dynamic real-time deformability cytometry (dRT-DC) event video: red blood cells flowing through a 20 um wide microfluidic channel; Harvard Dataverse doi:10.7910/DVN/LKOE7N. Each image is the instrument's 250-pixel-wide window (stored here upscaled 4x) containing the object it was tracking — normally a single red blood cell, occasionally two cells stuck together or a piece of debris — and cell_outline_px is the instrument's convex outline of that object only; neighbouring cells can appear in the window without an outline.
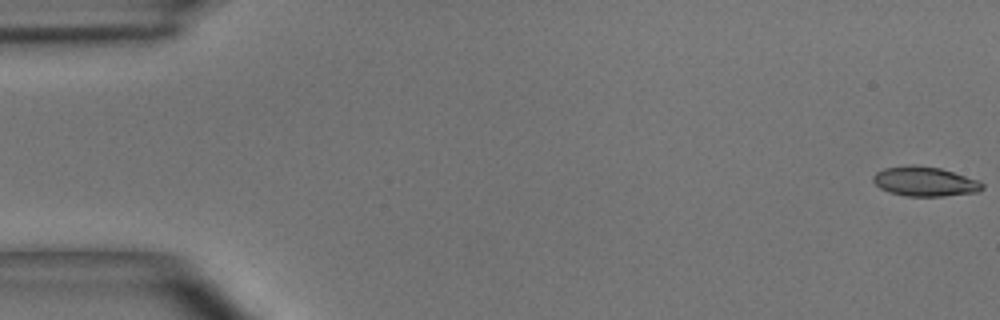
{"species": "common noctule bat (a hibernating species)", "species_latin": "Nyctalus noctula", "temperature_condition": "room temperature", "stored_images_in_passage": 51, "camera_frame_rate_fps": 3000, "um_per_image_px": 0.085, "animal": {"sex": "male", "body_mass_g": 15.6}, "frame": {"image": 1, "passage_image": 1, "time_ms": 0.0, "image_size_px": [1000, 320], "cell_outline_px": [[984, 188], [980, 192], [944, 196], [908, 196], [888, 192], [880, 188], [872, 180], [872, 176], [876, 172], [884, 168], [908, 164], [912, 164], [940, 168], [980, 180], [984, 184]], "centroid_in_image_um": [78.63, 15.42], "position_along_channel_um": 6.4, "area_um2": 19.07}}
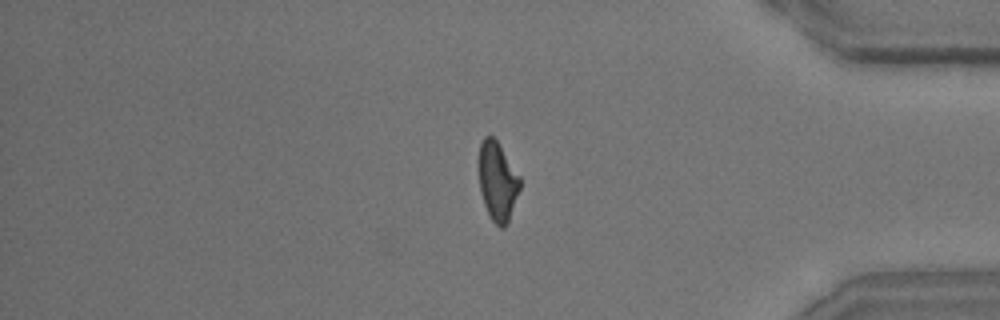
{"frame": {"image": 2, "passage_image": 43, "time_ms": 14.0, "image_size_px": [1000, 320], "cell_outline_px": [[520, 188], [508, 224], [504, 228], [500, 228], [492, 220], [484, 204], [480, 192], [476, 164], [476, 160], [480, 144], [484, 136], [492, 136], [496, 140], [520, 176]], "centroid_in_image_um": [42.24, 15.4], "position_along_channel_um": 393.0, "area_um2": 19.36}}
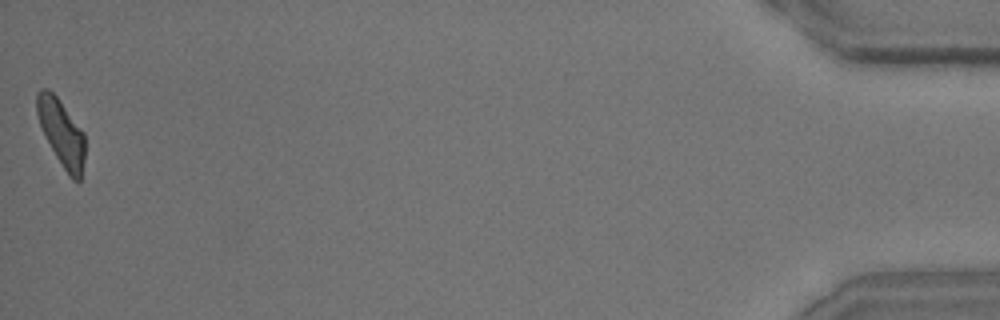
{"frame": {"image": 3, "passage_image": 51, "time_ms": 16.667, "image_size_px": [1000, 320], "cell_outline_px": [[84, 160], [80, 180], [72, 180], [68, 176], [56, 156], [40, 124], [36, 112], [36, 92], [40, 88], [48, 88], [56, 96], [84, 132]], "centroid_in_image_um": [5.22, 11.27], "position_along_channel_um": 430.0, "area_um2": 18.38}, "authors_computed_cell_mechanics": {"area_um2": 19.363, "velocity_mm_per_s": 3.949, "shape_relaxation_time_tau1_ms": 4.7364, "shape_relaxation_time_tau2_ms": 2.3264, "deformation_change_tau1": 0.1774, "deformation_change_tau2": 0.1097}}